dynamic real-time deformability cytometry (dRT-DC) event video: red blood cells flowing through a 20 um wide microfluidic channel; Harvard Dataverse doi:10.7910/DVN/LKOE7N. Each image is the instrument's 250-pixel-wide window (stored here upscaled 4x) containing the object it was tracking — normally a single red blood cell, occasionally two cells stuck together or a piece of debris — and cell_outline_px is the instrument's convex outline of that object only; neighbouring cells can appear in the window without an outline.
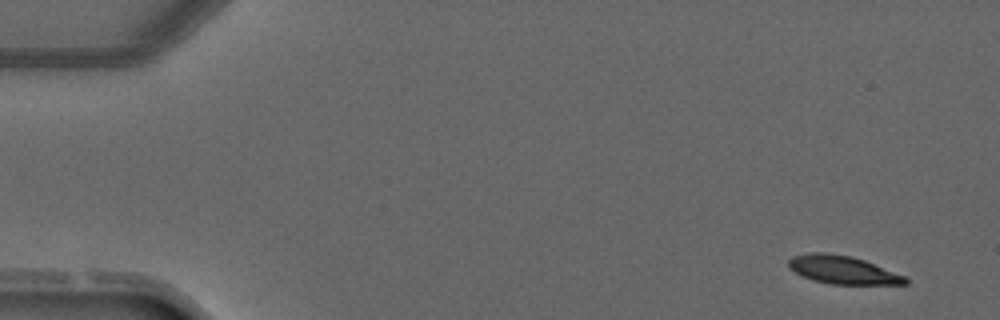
{"species": "common noctule bat (a hibernating species)", "species_latin": "Nyctalus noctula", "temperature_condition": "warm", "stored_images_in_passage": 3, "camera_frame_rate_fps": 3000, "um_per_image_px": 0.085, "animal": {"sex": "male", "forearm_length_mm": 52.5}, "frame": {"image": 1, "passage_image": 1, "time_ms": 0.0, "image_size_px": [1000, 320], "cell_outline_px": [[908, 284], [832, 284], [812, 280], [788, 268], [788, 260], [792, 256], [808, 252], [824, 252], [852, 256], [864, 260], [904, 276], [908, 280]], "centroid_in_image_um": [71.58, 22.92], "position_along_channel_um": 13.4, "area_um2": 19.02}}